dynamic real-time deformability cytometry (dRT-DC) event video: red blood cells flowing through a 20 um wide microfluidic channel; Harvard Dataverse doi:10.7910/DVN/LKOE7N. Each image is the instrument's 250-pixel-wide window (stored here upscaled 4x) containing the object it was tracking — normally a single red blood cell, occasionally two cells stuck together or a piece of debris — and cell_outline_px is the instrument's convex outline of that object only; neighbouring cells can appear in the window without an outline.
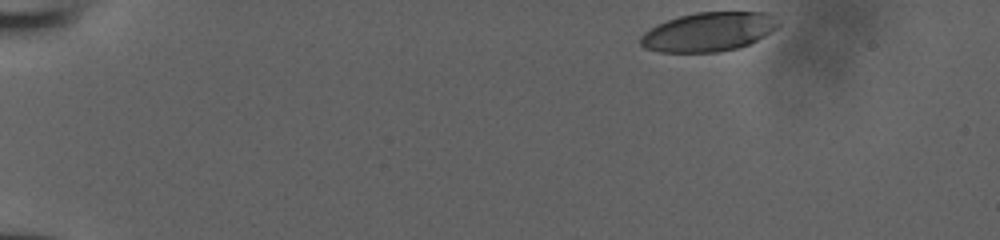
{"species": "human", "species_latin": "Homo sapiens", "temperature_condition": "room temperature", "stored_images_in_passage": 39, "camera_frame_rate_fps": 3000, "um_per_image_px": 0.085, "donor": {"sex": "male"}, "frame": {"image": 1, "passage_image": 1, "time_ms": 0.0, "image_size_px": [1000, 240], "cell_outline_px": [[780, 24], [776, 28], [764, 36], [740, 48], [716, 52], [660, 52], [644, 48], [640, 44], [640, 36], [644, 32], [668, 20], [680, 16], [696, 12], [768, 12]], "centroid_in_image_um": [60.23, 2.71], "position_along_channel_um": 24.8, "area_um2": 31.15}}
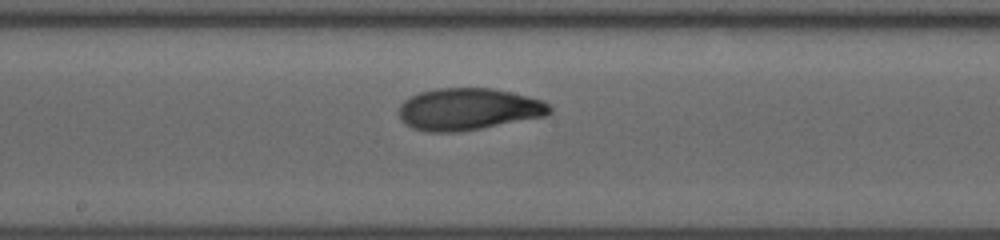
{"frame": {"image": 2, "passage_image": 23, "time_ms": 7.333, "image_size_px": [1000, 240], "cell_outline_px": [[552, 112], [544, 116], [480, 128], [456, 132], [428, 132], [412, 128], [400, 116], [400, 104], [404, 100], [420, 92], [436, 88], [492, 88], [540, 100], [548, 104], [552, 108]], "centroid_in_image_um": [39.79, 9.27], "position_along_channel_um": 208.4, "area_um2": 36.24}}
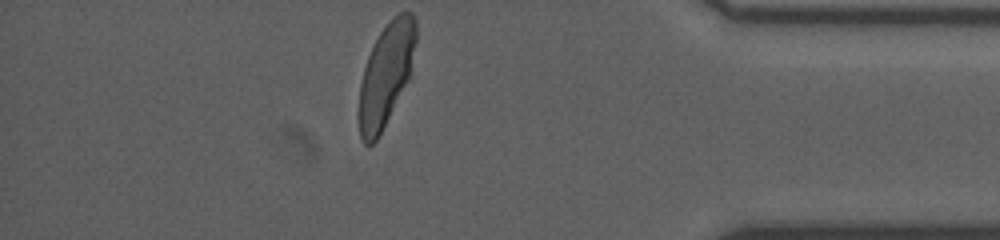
{"frame": {"image": 3, "passage_image": 39, "time_ms": 12.667, "image_size_px": [1000, 240], "cell_outline_px": [[416, 40], [408, 80], [376, 140], [372, 144], [364, 144], [360, 140], [360, 84], [364, 68], [368, 56], [380, 32], [400, 12], [412, 12], [416, 16]], "centroid_in_image_um": [32.82, 6.31], "position_along_channel_um": 402.4, "area_um2": 33.0}}